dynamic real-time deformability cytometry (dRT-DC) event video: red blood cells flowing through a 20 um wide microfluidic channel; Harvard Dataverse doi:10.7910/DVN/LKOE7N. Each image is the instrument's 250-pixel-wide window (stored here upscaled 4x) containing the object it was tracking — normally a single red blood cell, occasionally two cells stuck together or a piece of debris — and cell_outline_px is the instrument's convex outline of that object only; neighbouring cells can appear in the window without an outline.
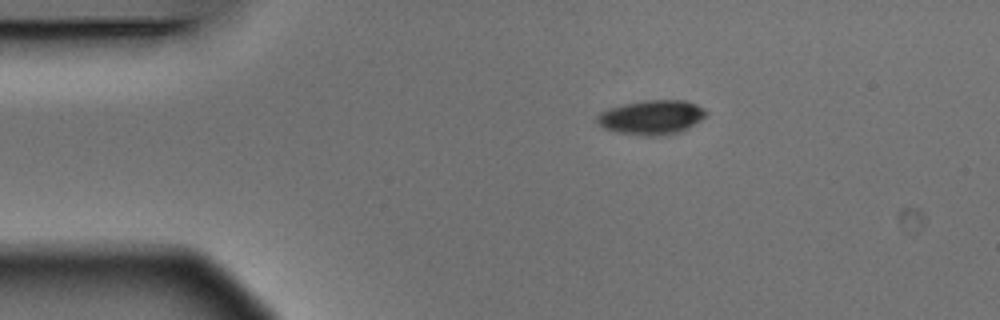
{"species": "Egyptian fruit bat (a non-hibernating species)", "species_latin": "Rousettus aegyptiacus", "temperature_condition": "warm", "stored_images_in_passage": 2, "camera_frame_rate_fps": 3000, "um_per_image_px": 0.085, "animal": {"sex": "male"}, "frame": {"image": 1, "passage_image": 1, "time_ms": 0.0, "image_size_px": [1000, 320], "cell_outline_px": [[708, 116], [680, 132], [664, 136], [644, 136], [616, 132], [604, 128], [596, 120], [596, 116], [600, 112], [624, 104], [644, 100], [684, 100], [696, 104], [704, 108], [708, 112]], "centroid_in_image_um": [55.43, 9.98], "position_along_channel_um": 29.6, "area_um2": 21.96}}